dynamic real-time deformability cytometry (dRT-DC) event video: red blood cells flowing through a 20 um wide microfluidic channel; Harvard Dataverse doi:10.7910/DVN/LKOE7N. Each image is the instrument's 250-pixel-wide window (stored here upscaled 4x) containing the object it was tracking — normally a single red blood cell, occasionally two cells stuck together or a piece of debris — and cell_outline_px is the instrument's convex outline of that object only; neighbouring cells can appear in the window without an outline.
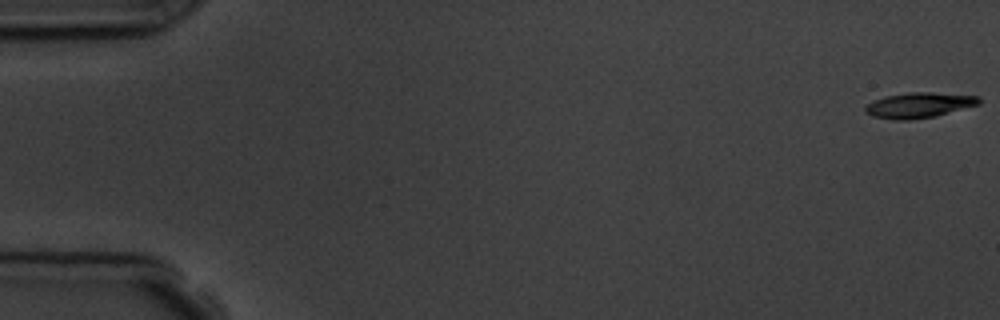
{"species": "common noctule bat (a hibernating species)", "species_latin": "Nyctalus noctula", "temperature_condition": "room temperature", "stored_images_in_passage": 5, "camera_frame_rate_fps": 3000, "um_per_image_px": 0.085, "animal": {"sex": "male", "body_mass_g": 19.5, "forearm_length_mm": 54.6}, "frame": {"image": 1, "passage_image": 1, "time_ms": 0.0, "image_size_px": [1000, 320], "cell_outline_px": [[980, 104], [936, 116], [908, 120], [892, 120], [872, 116], [864, 112], [864, 108], [868, 104], [884, 96], [908, 92], [932, 92], [980, 96]], "centroid_in_image_um": [78.11, 8.94], "position_along_channel_um": 6.9, "area_um2": 16.88}}
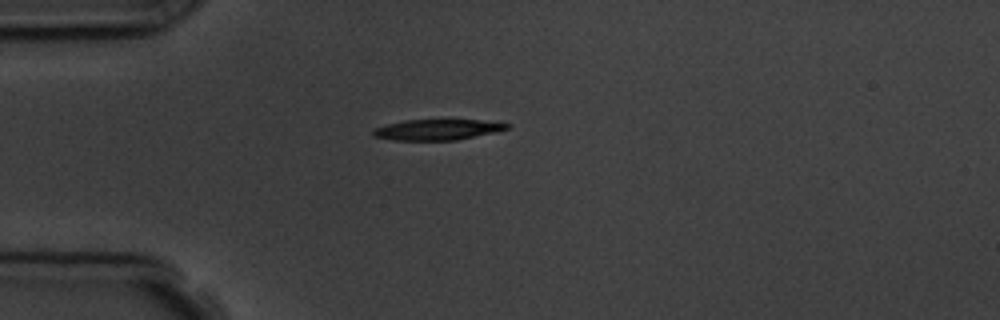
{"frame": {"image": 2, "passage_image": 5, "time_ms": 4.667, "image_size_px": [1000, 320], "cell_outline_px": [[512, 124], [508, 128], [496, 132], [456, 140], [392, 140], [372, 136], [372, 132], [376, 128], [388, 124], [404, 120], [480, 120]], "centroid_in_image_um": [37.18, 11.02], "position_along_channel_um": 47.8, "area_um2": 16.01}}